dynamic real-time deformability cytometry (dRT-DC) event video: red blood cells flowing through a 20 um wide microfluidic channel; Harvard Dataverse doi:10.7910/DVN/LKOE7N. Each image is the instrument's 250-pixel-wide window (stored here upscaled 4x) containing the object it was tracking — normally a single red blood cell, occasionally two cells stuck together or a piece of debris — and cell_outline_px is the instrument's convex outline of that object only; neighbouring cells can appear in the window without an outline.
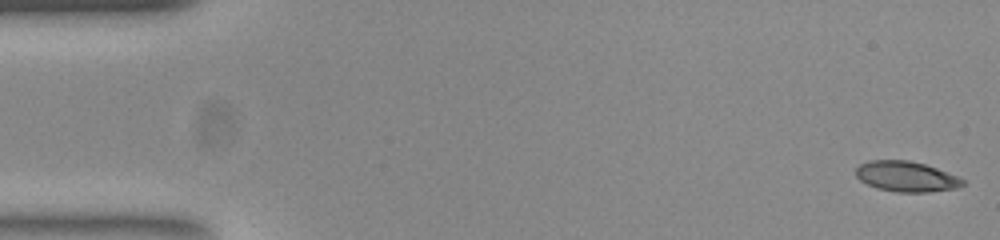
{"species": "common noctule bat (a hibernating species)", "species_latin": "Nyctalus noctula", "temperature_condition": "room temperature", "stored_images_in_passage": 52, "camera_frame_rate_fps": 3000, "um_per_image_px": 0.085, "animal": {"sex": "female", "body_mass_g": 23.0, "forearm_length_mm": 53.4}, "frame": {"image": 1, "passage_image": 1, "time_ms": 0.0, "image_size_px": [1000, 240], "cell_outline_px": [[964, 184], [956, 188], [924, 192], [900, 192], [880, 188], [868, 184], [860, 180], [856, 176], [856, 168], [860, 164], [872, 160], [908, 160], [924, 164], [936, 168], [956, 176], [964, 180]], "centroid_in_image_um": [77.02, 14.99], "position_along_channel_um": 8.0, "area_um2": 18.5}}
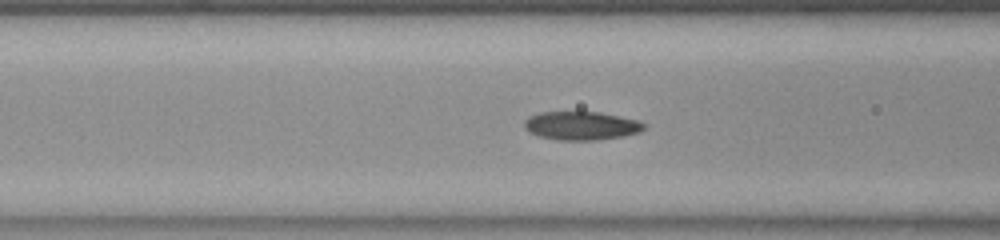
{"frame": {"image": 2, "passage_image": 20, "time_ms": 6.333, "image_size_px": [1000, 240], "cell_outline_px": [[644, 128], [636, 132], [620, 136], [596, 140], [560, 140], [540, 136], [532, 132], [524, 124], [524, 120], [540, 112], [600, 112], [636, 120], [644, 124]], "centroid_in_image_um": [49.39, 10.68], "position_along_channel_um": 117.2, "area_um2": 19.25}}
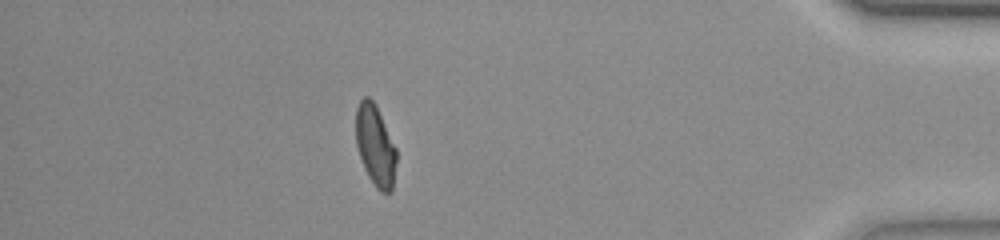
{"frame": {"image": 3, "passage_image": 46, "time_ms": 15.0, "image_size_px": [1000, 240], "cell_outline_px": [[396, 160], [392, 188], [388, 192], [380, 192], [376, 188], [368, 176], [364, 168], [356, 144], [356, 108], [360, 100], [364, 96], [368, 96], [376, 104], [396, 148]], "centroid_in_image_um": [31.89, 12.34], "position_along_channel_um": 403.3, "area_um2": 19.02}, "authors_computed_cell_mechanics": {"area_um2": 19.0162, "velocity_mm_per_s": 3.8682, "shape_relaxation_time_tau1_ms": 7.7118, "shape_relaxation_time_tau2_ms": 1.5855, "deformation_change_tau1": 0.2195, "deformation_change_tau2": 0.0656}}